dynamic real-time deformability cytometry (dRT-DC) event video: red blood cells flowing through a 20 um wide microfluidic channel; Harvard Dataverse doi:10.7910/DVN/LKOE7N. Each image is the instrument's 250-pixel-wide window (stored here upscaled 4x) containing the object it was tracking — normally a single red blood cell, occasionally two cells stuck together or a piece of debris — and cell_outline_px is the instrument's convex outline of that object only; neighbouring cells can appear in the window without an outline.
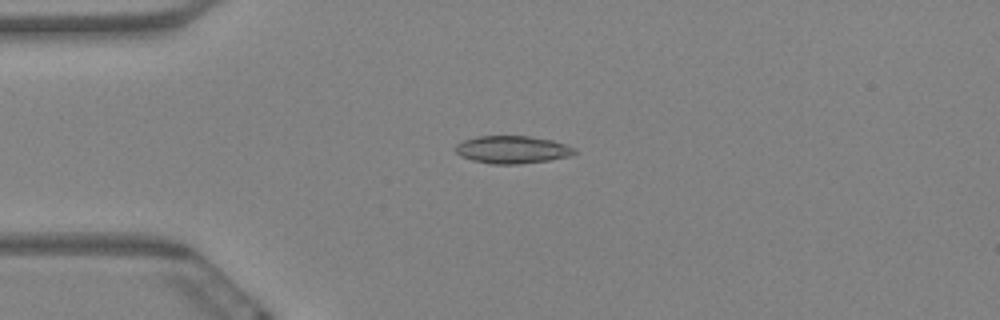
{"species": "Egyptian fruit bat (a non-hibernating species)", "species_latin": "Rousettus aegyptiacus", "temperature_condition": "warm", "stored_images_in_passage": 5, "camera_frame_rate_fps": 3000, "um_per_image_px": 0.085, "animal": {"sex": "female"}, "frame": {"image": 1, "passage_image": 3, "time_ms": 0.667, "image_size_px": [1000, 320], "cell_outline_px": [[576, 152], [572, 156], [548, 160], [520, 164], [492, 164], [472, 160], [460, 156], [456, 152], [456, 144], [464, 140], [476, 136], [528, 136], [552, 140], [568, 144], [576, 148]], "centroid_in_image_um": [43.58, 12.72], "position_along_channel_um": 41.4, "area_um2": 19.31}}
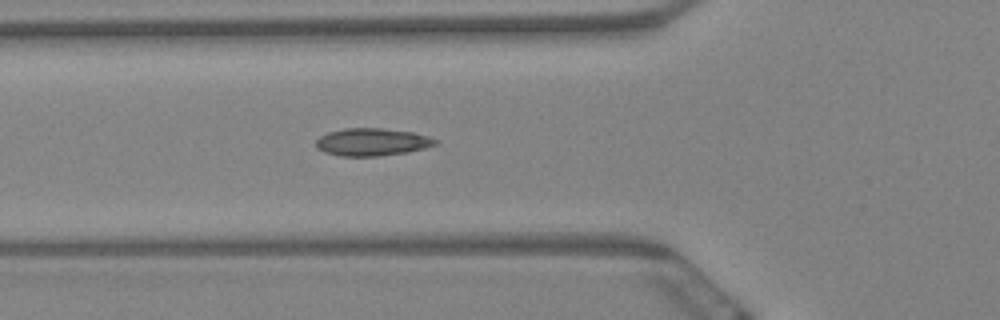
{"frame": {"image": 2, "passage_image": 5, "time_ms": 1.333, "image_size_px": [1000, 320], "cell_outline_px": [[440, 140], [436, 144], [424, 148], [408, 152], [380, 156], [340, 156], [324, 152], [316, 148], [316, 140], [320, 136], [328, 132], [344, 128], [380, 128], [412, 132], [428, 136]], "centroid_in_image_um": [31.62, 12.07], "position_along_channel_um": 94.2, "area_um2": 19.25}}